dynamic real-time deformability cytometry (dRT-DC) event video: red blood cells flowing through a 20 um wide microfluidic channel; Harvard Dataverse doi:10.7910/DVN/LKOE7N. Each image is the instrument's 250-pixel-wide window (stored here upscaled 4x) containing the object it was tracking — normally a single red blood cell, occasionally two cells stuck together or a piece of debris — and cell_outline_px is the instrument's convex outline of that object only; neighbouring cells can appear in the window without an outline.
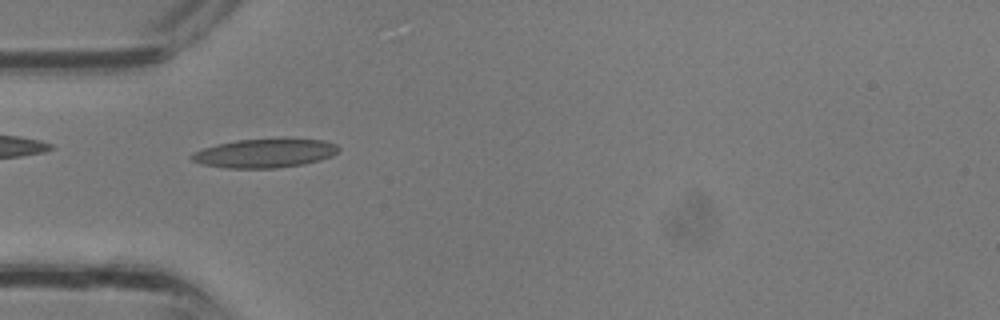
{"species": "common noctule bat (a hibernating species)", "species_latin": "Nyctalus noctula", "temperature_condition": "room temperature", "stored_images_in_passage": 32, "camera_frame_rate_fps": 3000, "um_per_image_px": 0.085, "animal": {"sex": "male", "body_mass_g": 13.3}, "frame": {"image": 1, "passage_image": 9, "time_ms": 2.667, "image_size_px": [1000, 320], "cell_outline_px": [[340, 148], [332, 156], [320, 160], [304, 164], [276, 168], [228, 168], [200, 164], [192, 160], [188, 156], [192, 152], [216, 144], [236, 140], [288, 136], [324, 140], [336, 144]], "centroid_in_image_um": [22.53, 12.98], "position_along_channel_um": 62.5, "area_um2": 25.66}}
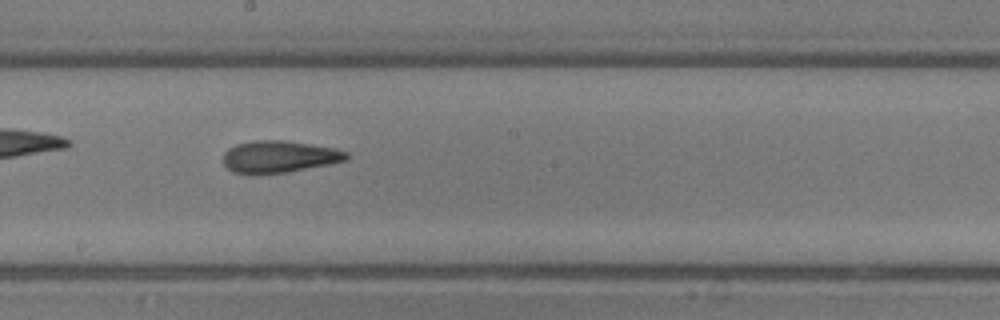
{"frame": {"image": 2, "passage_image": 17, "time_ms": 5.333, "image_size_px": [1000, 320], "cell_outline_px": [[348, 160], [288, 172], [252, 176], [232, 172], [224, 164], [224, 152], [228, 148], [236, 144], [256, 140], [284, 140], [336, 148], [348, 152]], "centroid_in_image_um": [23.7, 13.34], "position_along_channel_um": 224.5, "area_um2": 23.35}}
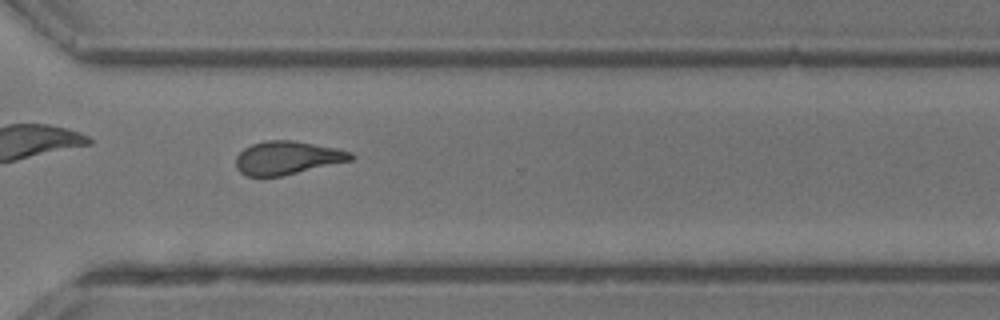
{"frame": {"image": 3, "passage_image": 23, "time_ms": 7.333, "image_size_px": [1000, 320], "cell_outline_px": [[356, 156], [352, 160], [280, 176], [248, 176], [240, 172], [236, 168], [236, 156], [244, 148], [252, 144], [268, 140], [292, 140], [336, 148], [352, 152]], "centroid_in_image_um": [24.41, 13.41], "position_along_channel_um": 346.2, "area_um2": 22.14}}